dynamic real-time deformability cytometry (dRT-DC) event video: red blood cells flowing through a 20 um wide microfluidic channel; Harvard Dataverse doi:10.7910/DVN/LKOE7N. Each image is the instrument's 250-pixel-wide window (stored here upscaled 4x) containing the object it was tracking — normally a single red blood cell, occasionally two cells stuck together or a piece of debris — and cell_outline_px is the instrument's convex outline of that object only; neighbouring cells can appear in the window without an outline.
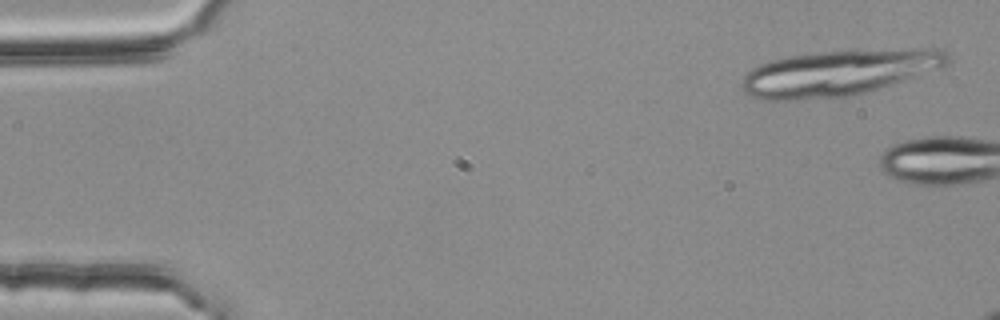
{"species": "common noctule bat (a hibernating species)", "species_latin": "Nyctalus noctula", "temperature_condition": "room temperature", "stored_images_in_passage": 5, "camera_frame_rate_fps": 3000, "um_per_image_px": 0.085, "animal": {"sex": "female", "body_mass_g": 25.1}, "frame": {"image": 1, "passage_image": 2, "time_ms": 0.333, "image_size_px": [1000, 320], "cell_outline_px": [[952, 60], [948, 64], [940, 68], [868, 92], [852, 96], [792, 100], [764, 100], [748, 96], [744, 92], [740, 84], [744, 76], [752, 68], [760, 64], [772, 60], [788, 56], [824, 52], [912, 48], [944, 48], [948, 52]], "centroid_in_image_um": [71.32, 6.19], "position_along_channel_um": 13.7, "area_um2": 55.03}}